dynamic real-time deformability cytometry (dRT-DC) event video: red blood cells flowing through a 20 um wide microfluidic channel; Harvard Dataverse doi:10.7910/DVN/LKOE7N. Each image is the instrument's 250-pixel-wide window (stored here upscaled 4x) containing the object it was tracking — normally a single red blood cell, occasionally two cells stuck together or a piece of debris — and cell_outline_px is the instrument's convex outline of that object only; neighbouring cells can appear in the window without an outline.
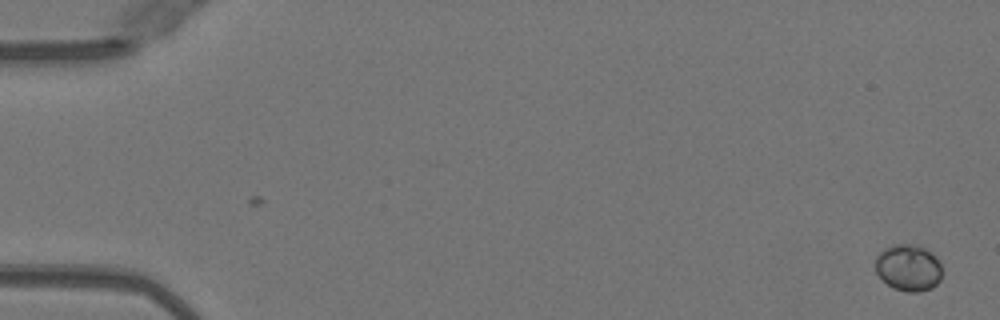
{"species": "Egyptian fruit bat (a non-hibernating species)", "species_latin": "Rousettus aegyptiacus", "temperature_condition": "warm", "stored_images_in_passage": 51, "camera_frame_rate_fps": 3000, "um_per_image_px": 0.085, "animal": {"sex": "female"}, "frame": {"image": 1, "passage_image": 1, "time_ms": 0.0, "image_size_px": [1000, 320], "cell_outline_px": [[940, 280], [932, 288], [920, 292], [908, 292], [892, 288], [876, 272], [876, 256], [884, 248], [892, 244], [912, 244], [924, 248], [932, 252], [936, 256], [940, 264]], "centroid_in_image_um": [77.21, 22.75], "position_along_channel_um": 7.8, "area_um2": 18.09}}
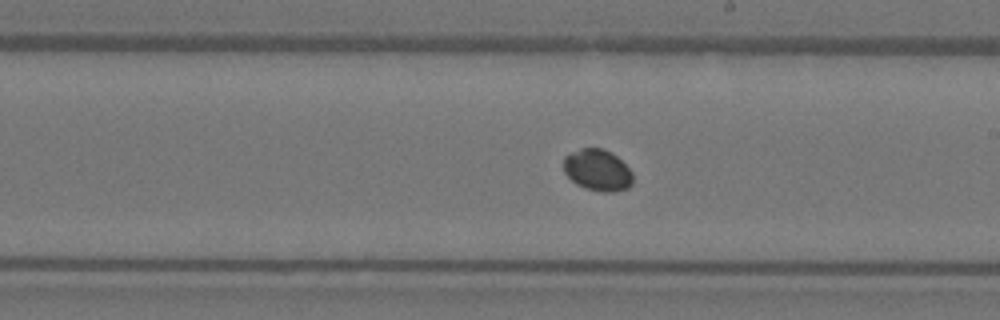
{"frame": {"image": 2, "passage_image": 30, "time_ms": 9.667, "image_size_px": [1000, 320], "cell_outline_px": [[632, 184], [628, 188], [612, 192], [600, 192], [584, 188], [576, 184], [564, 172], [564, 156], [580, 148], [604, 148], [612, 152], [632, 172]], "centroid_in_image_um": [50.78, 14.46], "position_along_channel_um": 238.2, "area_um2": 16.82}}
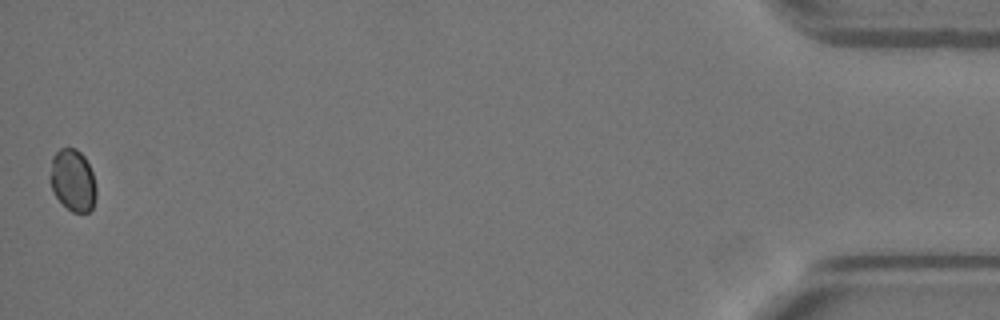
{"frame": {"image": 3, "passage_image": 51, "time_ms": 16.667, "image_size_px": [1000, 320], "cell_outline_px": [[96, 196], [92, 208], [88, 212], [72, 212], [52, 192], [48, 176], [52, 156], [60, 148], [76, 148], [84, 156], [92, 172], [96, 188]], "centroid_in_image_um": [6.16, 15.3], "position_along_channel_um": 429.0, "area_um2": 16.76}}